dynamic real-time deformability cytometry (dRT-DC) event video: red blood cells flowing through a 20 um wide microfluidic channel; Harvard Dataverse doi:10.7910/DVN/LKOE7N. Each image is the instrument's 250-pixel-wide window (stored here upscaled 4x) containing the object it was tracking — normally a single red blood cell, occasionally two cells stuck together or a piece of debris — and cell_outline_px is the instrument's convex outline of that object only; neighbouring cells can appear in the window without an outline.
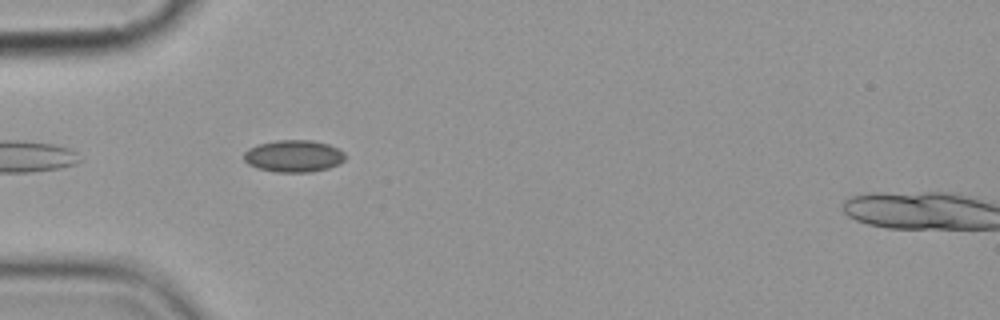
{"species": "common noctule bat (a hibernating species)", "species_latin": "Nyctalus noctula", "temperature_condition": "cold", "stored_images_in_passage": 4, "camera_frame_rate_fps": 3000, "um_per_image_px": 0.085, "animal": {"sex": "female", "body_mass_g": 19.9}, "frame": {"image": 1, "passage_image": 2, "time_ms": 1.0, "image_size_px": [1000, 320], "cell_outline_px": [[344, 160], [340, 164], [328, 168], [312, 172], [276, 172], [256, 168], [248, 164], [244, 160], [244, 152], [248, 148], [256, 144], [276, 140], [312, 140], [328, 144], [344, 152]], "centroid_in_image_um": [24.93, 13.26], "position_along_channel_um": 60.1, "area_um2": 19.07}}
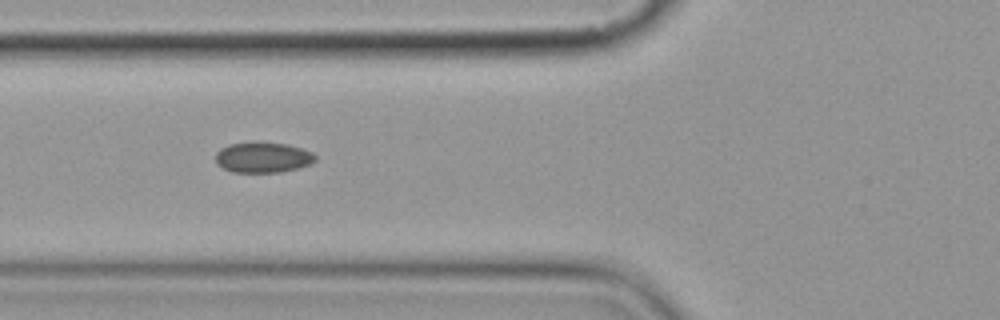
{"frame": {"image": 2, "passage_image": 3, "time_ms": 2.333, "image_size_px": [1000, 320], "cell_outline_px": [[316, 160], [300, 168], [280, 172], [232, 172], [216, 164], [216, 152], [220, 148], [228, 144], [288, 144], [312, 152], [316, 156]], "centroid_in_image_um": [22.34, 13.41], "position_along_channel_um": 103.5, "area_um2": 17.28}}
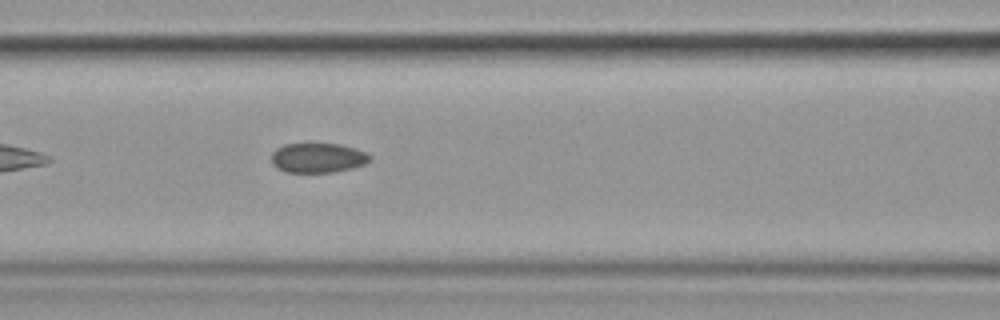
{"frame": {"image": 3, "passage_image": 4, "time_ms": 3.333, "image_size_px": [1000, 320], "cell_outline_px": [[372, 160], [364, 164], [352, 168], [336, 172], [284, 172], [276, 168], [272, 164], [272, 152], [276, 148], [284, 144], [340, 144], [356, 148], [368, 152], [372, 156]], "centroid_in_image_um": [27.04, 13.42], "position_along_channel_um": 139.6, "area_um2": 17.28}}